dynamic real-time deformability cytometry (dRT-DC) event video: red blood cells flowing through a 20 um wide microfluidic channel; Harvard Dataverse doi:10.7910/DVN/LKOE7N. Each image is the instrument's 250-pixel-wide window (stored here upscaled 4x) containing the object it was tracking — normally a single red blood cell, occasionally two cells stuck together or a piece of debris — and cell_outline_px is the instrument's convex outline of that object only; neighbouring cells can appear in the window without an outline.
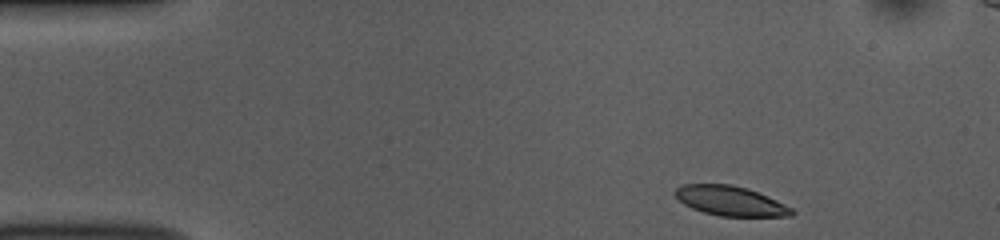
{"species": "common noctule bat (a hibernating species)", "species_latin": "Nyctalus noctula", "temperature_condition": "room temperature", "stored_images_in_passage": 48, "camera_frame_rate_fps": 3000, "um_per_image_px": 0.085, "animal": {"sex": "female", "body_mass_g": 10.0, "forearm_length_mm": 53.1}, "frame": {"image": 1, "passage_image": 1, "time_ms": 0.0, "image_size_px": [1000, 240], "cell_outline_px": [[796, 212], [792, 216], [720, 216], [704, 212], [692, 208], [684, 204], [672, 192], [676, 188], [684, 184], [732, 184], [748, 188], [768, 196], [792, 208]], "centroid_in_image_um": [62.09, 17.07], "position_along_channel_um": 22.9, "area_um2": 20.17}}
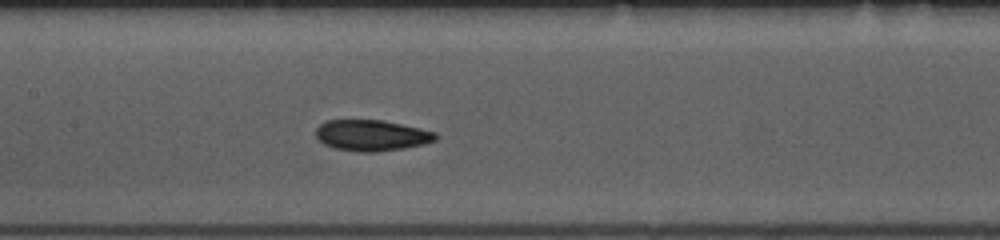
{"frame": {"image": 2, "passage_image": 19, "time_ms": 6.0, "image_size_px": [1000, 240], "cell_outline_px": [[436, 140], [424, 144], [404, 148], [376, 152], [356, 152], [336, 148], [324, 144], [316, 136], [316, 128], [320, 124], [328, 120], [384, 120], [420, 128], [436, 132]], "centroid_in_image_um": [31.59, 11.51], "position_along_channel_um": 175.8, "area_um2": 21.62}}
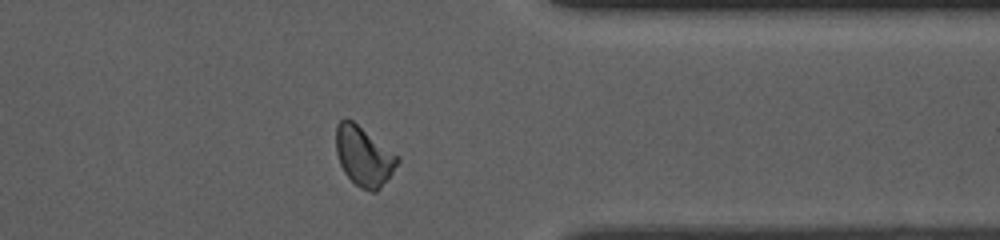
{"frame": {"image": 3, "passage_image": 36, "time_ms": 11.667, "image_size_px": [1000, 240], "cell_outline_px": [[400, 160], [392, 172], [380, 188], [376, 192], [372, 192], [360, 188], [344, 172], [340, 164], [336, 152], [336, 124], [340, 120], [352, 120], [400, 156]], "centroid_in_image_um": [30.93, 13.28], "position_along_channel_um": 380.5, "area_um2": 21.15}, "authors_computed_cell_mechanics": {"area_um2": 21.2704, "velocity_mm_per_s": 3.7754, "shape_relaxation_time_tau1_ms": 4.4122, "shape_relaxation_time_tau2_ms": 4.4665, "deformation_change_tau1": 0.1275, "deformation_change_tau2": 0.0829}}